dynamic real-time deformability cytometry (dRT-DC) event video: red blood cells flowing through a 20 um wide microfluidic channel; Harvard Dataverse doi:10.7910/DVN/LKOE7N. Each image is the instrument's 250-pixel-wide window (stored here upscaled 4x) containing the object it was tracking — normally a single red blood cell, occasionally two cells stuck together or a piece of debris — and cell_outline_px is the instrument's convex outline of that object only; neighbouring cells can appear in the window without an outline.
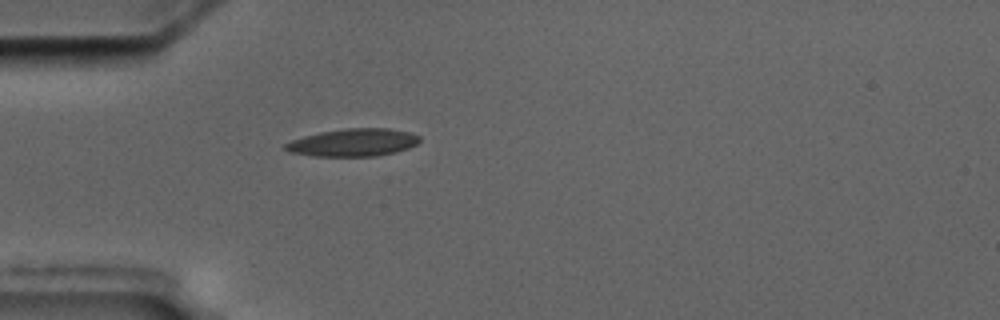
{"species": "common noctule bat (a hibernating species)", "species_latin": "Nyctalus noctula", "temperature_condition": "cold", "stored_images_in_passage": 3, "camera_frame_rate_fps": 3000, "um_per_image_px": 0.085, "animal": {"sex": "male", "body_mass_g": 17.5, "forearm_length_mm": 52.3}, "frame": {"image": 1, "passage_image": 3, "time_ms": 3.0, "image_size_px": [1000, 320], "cell_outline_px": [[420, 140], [416, 144], [408, 148], [396, 152], [376, 156], [312, 156], [292, 152], [284, 148], [284, 144], [292, 140], [304, 136], [320, 132], [344, 128], [388, 128], [408, 132], [420, 136]], "centroid_in_image_um": [30.03, 12.11], "position_along_channel_um": 55.0, "area_um2": 21.56}}